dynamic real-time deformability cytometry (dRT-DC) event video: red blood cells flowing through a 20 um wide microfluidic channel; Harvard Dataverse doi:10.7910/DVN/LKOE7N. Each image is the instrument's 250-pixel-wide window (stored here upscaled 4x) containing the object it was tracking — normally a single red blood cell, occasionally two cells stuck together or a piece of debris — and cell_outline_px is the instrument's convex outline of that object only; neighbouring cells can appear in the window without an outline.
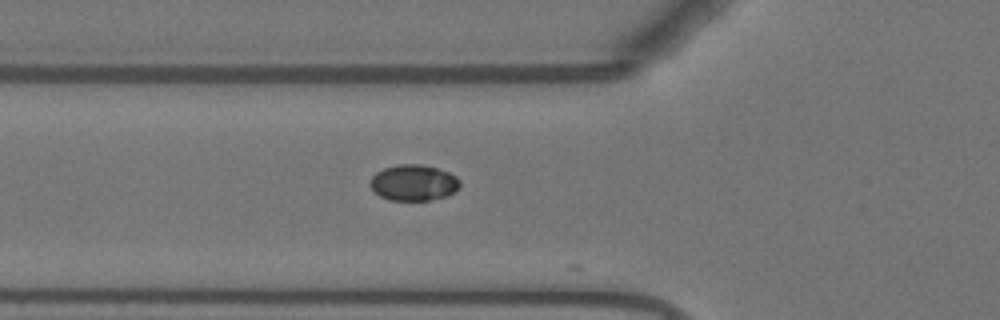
{"species": "Egyptian fruit bat (a non-hibernating species)", "species_latin": "Rousettus aegyptiacus", "temperature_condition": "warm", "stored_images_in_passage": 10, "camera_frame_rate_fps": 3000, "um_per_image_px": 0.085, "animal": {"sex": "female"}, "frame": {"image": 1, "passage_image": 5, "time_ms": 1.333, "image_size_px": [1000, 320], "cell_outline_px": [[460, 188], [444, 196], [428, 200], [388, 200], [380, 196], [368, 184], [372, 176], [376, 172], [384, 168], [396, 164], [420, 164], [436, 168], [448, 172], [456, 176], [460, 180]], "centroid_in_image_um": [35.13, 15.52], "position_along_channel_um": 90.7, "area_um2": 18.79}}
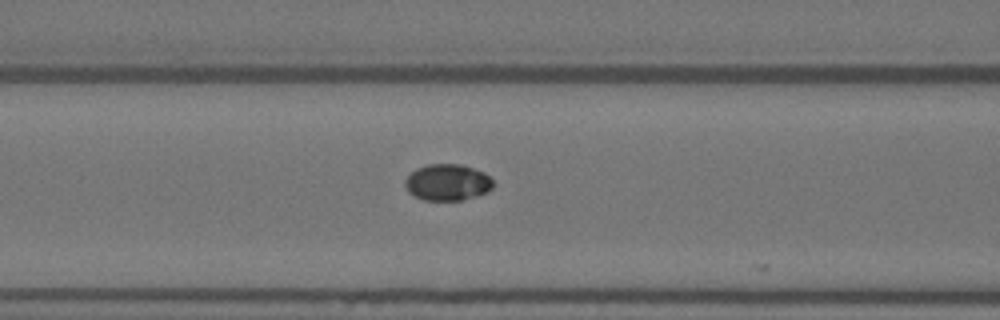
{"frame": {"image": 2, "passage_image": 8, "time_ms": 2.333, "image_size_px": [1000, 320], "cell_outline_px": [[492, 188], [476, 196], [460, 200], [424, 200], [408, 192], [404, 188], [404, 180], [416, 168], [428, 164], [460, 164], [484, 172], [492, 180]], "centroid_in_image_um": [37.99, 15.49], "position_along_channel_um": 128.6, "area_um2": 18.55}}